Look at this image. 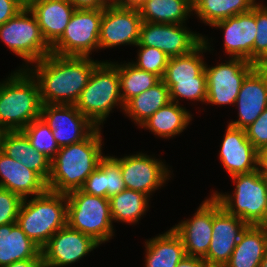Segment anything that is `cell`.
<instances>
[{"instance_id": "6da1fadb", "label": "cell", "mask_w": 267, "mask_h": 267, "mask_svg": "<svg viewBox=\"0 0 267 267\" xmlns=\"http://www.w3.org/2000/svg\"><path fill=\"white\" fill-rule=\"evenodd\" d=\"M89 56H61L50 53L27 70L36 79L42 104L75 105L99 64Z\"/></svg>"}, {"instance_id": "7a4b0ae2", "label": "cell", "mask_w": 267, "mask_h": 267, "mask_svg": "<svg viewBox=\"0 0 267 267\" xmlns=\"http://www.w3.org/2000/svg\"><path fill=\"white\" fill-rule=\"evenodd\" d=\"M103 157L101 129L97 127L81 142L59 148L51 160L47 190L67 194L81 189Z\"/></svg>"}, {"instance_id": "3957f363", "label": "cell", "mask_w": 267, "mask_h": 267, "mask_svg": "<svg viewBox=\"0 0 267 267\" xmlns=\"http://www.w3.org/2000/svg\"><path fill=\"white\" fill-rule=\"evenodd\" d=\"M25 68L11 73L6 81L0 82V132L23 130L40 117L39 86Z\"/></svg>"}, {"instance_id": "277c9868", "label": "cell", "mask_w": 267, "mask_h": 267, "mask_svg": "<svg viewBox=\"0 0 267 267\" xmlns=\"http://www.w3.org/2000/svg\"><path fill=\"white\" fill-rule=\"evenodd\" d=\"M25 198L19 208L17 224L41 249L67 225V195L46 190L31 200Z\"/></svg>"}, {"instance_id": "5b68a950", "label": "cell", "mask_w": 267, "mask_h": 267, "mask_svg": "<svg viewBox=\"0 0 267 267\" xmlns=\"http://www.w3.org/2000/svg\"><path fill=\"white\" fill-rule=\"evenodd\" d=\"M116 105L124 110L118 63L100 61L93 69L75 107L95 126L100 127Z\"/></svg>"}, {"instance_id": "8992f818", "label": "cell", "mask_w": 267, "mask_h": 267, "mask_svg": "<svg viewBox=\"0 0 267 267\" xmlns=\"http://www.w3.org/2000/svg\"><path fill=\"white\" fill-rule=\"evenodd\" d=\"M231 178L236 184L233 195L217 191L212 195L228 213L248 225H267V188L259 169Z\"/></svg>"}, {"instance_id": "52a82bcc", "label": "cell", "mask_w": 267, "mask_h": 267, "mask_svg": "<svg viewBox=\"0 0 267 267\" xmlns=\"http://www.w3.org/2000/svg\"><path fill=\"white\" fill-rule=\"evenodd\" d=\"M67 195V225L102 244L113 235L109 198L83 192L81 189Z\"/></svg>"}, {"instance_id": "ba28073f", "label": "cell", "mask_w": 267, "mask_h": 267, "mask_svg": "<svg viewBox=\"0 0 267 267\" xmlns=\"http://www.w3.org/2000/svg\"><path fill=\"white\" fill-rule=\"evenodd\" d=\"M0 39L27 64L36 63L51 53V47L44 40L39 24L28 7L0 26Z\"/></svg>"}, {"instance_id": "9c48e42d", "label": "cell", "mask_w": 267, "mask_h": 267, "mask_svg": "<svg viewBox=\"0 0 267 267\" xmlns=\"http://www.w3.org/2000/svg\"><path fill=\"white\" fill-rule=\"evenodd\" d=\"M103 9H75L62 36L51 46L61 56H88L100 49L99 35Z\"/></svg>"}, {"instance_id": "30bf717a", "label": "cell", "mask_w": 267, "mask_h": 267, "mask_svg": "<svg viewBox=\"0 0 267 267\" xmlns=\"http://www.w3.org/2000/svg\"><path fill=\"white\" fill-rule=\"evenodd\" d=\"M226 63L208 67L207 103L212 105H235V101L246 76L257 66L243 58H229Z\"/></svg>"}, {"instance_id": "8fae6325", "label": "cell", "mask_w": 267, "mask_h": 267, "mask_svg": "<svg viewBox=\"0 0 267 267\" xmlns=\"http://www.w3.org/2000/svg\"><path fill=\"white\" fill-rule=\"evenodd\" d=\"M249 225L233 214L228 213L214 197V217L212 238L207 255L203 258L208 267H224Z\"/></svg>"}, {"instance_id": "7c38bea8", "label": "cell", "mask_w": 267, "mask_h": 267, "mask_svg": "<svg viewBox=\"0 0 267 267\" xmlns=\"http://www.w3.org/2000/svg\"><path fill=\"white\" fill-rule=\"evenodd\" d=\"M40 117L52 130L59 148L81 142L97 128L75 105L42 104Z\"/></svg>"}, {"instance_id": "4fadbf2b", "label": "cell", "mask_w": 267, "mask_h": 267, "mask_svg": "<svg viewBox=\"0 0 267 267\" xmlns=\"http://www.w3.org/2000/svg\"><path fill=\"white\" fill-rule=\"evenodd\" d=\"M203 41V36L183 24L142 22L137 46L155 47L169 57L188 54Z\"/></svg>"}, {"instance_id": "5bb4252c", "label": "cell", "mask_w": 267, "mask_h": 267, "mask_svg": "<svg viewBox=\"0 0 267 267\" xmlns=\"http://www.w3.org/2000/svg\"><path fill=\"white\" fill-rule=\"evenodd\" d=\"M99 245L91 236L66 225L41 249L44 267H63L78 262Z\"/></svg>"}, {"instance_id": "9a60e30c", "label": "cell", "mask_w": 267, "mask_h": 267, "mask_svg": "<svg viewBox=\"0 0 267 267\" xmlns=\"http://www.w3.org/2000/svg\"><path fill=\"white\" fill-rule=\"evenodd\" d=\"M149 156L140 152L124 156L120 158V170L126 189L140 191L150 197L170 179L171 171L161 160Z\"/></svg>"}, {"instance_id": "2e32d148", "label": "cell", "mask_w": 267, "mask_h": 267, "mask_svg": "<svg viewBox=\"0 0 267 267\" xmlns=\"http://www.w3.org/2000/svg\"><path fill=\"white\" fill-rule=\"evenodd\" d=\"M142 23L138 9L119 8L109 4L103 8L100 22V49L120 45H137Z\"/></svg>"}, {"instance_id": "e0dca14e", "label": "cell", "mask_w": 267, "mask_h": 267, "mask_svg": "<svg viewBox=\"0 0 267 267\" xmlns=\"http://www.w3.org/2000/svg\"><path fill=\"white\" fill-rule=\"evenodd\" d=\"M235 104L239 118L228 125L245 130L267 108V66H256L246 76Z\"/></svg>"}, {"instance_id": "ac0fdd59", "label": "cell", "mask_w": 267, "mask_h": 267, "mask_svg": "<svg viewBox=\"0 0 267 267\" xmlns=\"http://www.w3.org/2000/svg\"><path fill=\"white\" fill-rule=\"evenodd\" d=\"M214 217V196L203 201L195 215L179 222L173 230L181 237L187 256L204 258L207 255Z\"/></svg>"}, {"instance_id": "d6986e66", "label": "cell", "mask_w": 267, "mask_h": 267, "mask_svg": "<svg viewBox=\"0 0 267 267\" xmlns=\"http://www.w3.org/2000/svg\"><path fill=\"white\" fill-rule=\"evenodd\" d=\"M219 157L230 176L258 169L259 152L248 140L245 130L240 128L227 125Z\"/></svg>"}, {"instance_id": "ffe728a7", "label": "cell", "mask_w": 267, "mask_h": 267, "mask_svg": "<svg viewBox=\"0 0 267 267\" xmlns=\"http://www.w3.org/2000/svg\"><path fill=\"white\" fill-rule=\"evenodd\" d=\"M224 31V50L231 58H243L253 63L256 35L255 6L248 12L220 20L212 25Z\"/></svg>"}, {"instance_id": "44dd1931", "label": "cell", "mask_w": 267, "mask_h": 267, "mask_svg": "<svg viewBox=\"0 0 267 267\" xmlns=\"http://www.w3.org/2000/svg\"><path fill=\"white\" fill-rule=\"evenodd\" d=\"M28 8L50 47L62 36L76 9L68 0H36Z\"/></svg>"}, {"instance_id": "7402d4cb", "label": "cell", "mask_w": 267, "mask_h": 267, "mask_svg": "<svg viewBox=\"0 0 267 267\" xmlns=\"http://www.w3.org/2000/svg\"><path fill=\"white\" fill-rule=\"evenodd\" d=\"M2 152L34 171L46 184L51 173V160L35 150L21 131H1Z\"/></svg>"}, {"instance_id": "603a6c76", "label": "cell", "mask_w": 267, "mask_h": 267, "mask_svg": "<svg viewBox=\"0 0 267 267\" xmlns=\"http://www.w3.org/2000/svg\"><path fill=\"white\" fill-rule=\"evenodd\" d=\"M0 187L18 194L22 199L40 195L47 190L46 183L32 170L0 152ZM28 195V196H27Z\"/></svg>"}, {"instance_id": "cb8c5ba5", "label": "cell", "mask_w": 267, "mask_h": 267, "mask_svg": "<svg viewBox=\"0 0 267 267\" xmlns=\"http://www.w3.org/2000/svg\"><path fill=\"white\" fill-rule=\"evenodd\" d=\"M267 249V225H249L224 267H259Z\"/></svg>"}, {"instance_id": "d4e9b609", "label": "cell", "mask_w": 267, "mask_h": 267, "mask_svg": "<svg viewBox=\"0 0 267 267\" xmlns=\"http://www.w3.org/2000/svg\"><path fill=\"white\" fill-rule=\"evenodd\" d=\"M41 248L29 239L17 222L0 226V267L37 257Z\"/></svg>"}, {"instance_id": "484cf974", "label": "cell", "mask_w": 267, "mask_h": 267, "mask_svg": "<svg viewBox=\"0 0 267 267\" xmlns=\"http://www.w3.org/2000/svg\"><path fill=\"white\" fill-rule=\"evenodd\" d=\"M145 243V267H176L186 256L182 239L173 228Z\"/></svg>"}, {"instance_id": "4316f807", "label": "cell", "mask_w": 267, "mask_h": 267, "mask_svg": "<svg viewBox=\"0 0 267 267\" xmlns=\"http://www.w3.org/2000/svg\"><path fill=\"white\" fill-rule=\"evenodd\" d=\"M138 11L142 22L185 24L193 12V0H144Z\"/></svg>"}, {"instance_id": "83f0119b", "label": "cell", "mask_w": 267, "mask_h": 267, "mask_svg": "<svg viewBox=\"0 0 267 267\" xmlns=\"http://www.w3.org/2000/svg\"><path fill=\"white\" fill-rule=\"evenodd\" d=\"M191 116L184 107L170 101L158 109L140 127L150 130L158 137L170 138L186 129L192 119Z\"/></svg>"}, {"instance_id": "f1b7e54d", "label": "cell", "mask_w": 267, "mask_h": 267, "mask_svg": "<svg viewBox=\"0 0 267 267\" xmlns=\"http://www.w3.org/2000/svg\"><path fill=\"white\" fill-rule=\"evenodd\" d=\"M171 101L169 88L160 80L153 87L130 99L124 105V112L141 126L158 109Z\"/></svg>"}, {"instance_id": "f546056e", "label": "cell", "mask_w": 267, "mask_h": 267, "mask_svg": "<svg viewBox=\"0 0 267 267\" xmlns=\"http://www.w3.org/2000/svg\"><path fill=\"white\" fill-rule=\"evenodd\" d=\"M208 39L203 41L191 52L185 55L170 57L162 81L195 80L205 70V62L201 53L210 51Z\"/></svg>"}, {"instance_id": "4dcf8cb0", "label": "cell", "mask_w": 267, "mask_h": 267, "mask_svg": "<svg viewBox=\"0 0 267 267\" xmlns=\"http://www.w3.org/2000/svg\"><path fill=\"white\" fill-rule=\"evenodd\" d=\"M257 3L254 0H193V11L203 21L214 23L250 11Z\"/></svg>"}, {"instance_id": "1f68e13d", "label": "cell", "mask_w": 267, "mask_h": 267, "mask_svg": "<svg viewBox=\"0 0 267 267\" xmlns=\"http://www.w3.org/2000/svg\"><path fill=\"white\" fill-rule=\"evenodd\" d=\"M149 196L140 191L125 189L109 198L112 221L135 224L149 209Z\"/></svg>"}, {"instance_id": "d6a6232c", "label": "cell", "mask_w": 267, "mask_h": 267, "mask_svg": "<svg viewBox=\"0 0 267 267\" xmlns=\"http://www.w3.org/2000/svg\"><path fill=\"white\" fill-rule=\"evenodd\" d=\"M121 98L124 105L133 97L153 87L161 79L150 72L138 69L131 62L118 64Z\"/></svg>"}, {"instance_id": "836d02e7", "label": "cell", "mask_w": 267, "mask_h": 267, "mask_svg": "<svg viewBox=\"0 0 267 267\" xmlns=\"http://www.w3.org/2000/svg\"><path fill=\"white\" fill-rule=\"evenodd\" d=\"M28 138L31 146L52 160L59 151L52 130L41 117L32 121L21 130Z\"/></svg>"}, {"instance_id": "e575fe53", "label": "cell", "mask_w": 267, "mask_h": 267, "mask_svg": "<svg viewBox=\"0 0 267 267\" xmlns=\"http://www.w3.org/2000/svg\"><path fill=\"white\" fill-rule=\"evenodd\" d=\"M163 82L169 88L171 101L177 104H179L181 98L206 103L207 77L205 70L199 76L195 77V80Z\"/></svg>"}, {"instance_id": "d590c367", "label": "cell", "mask_w": 267, "mask_h": 267, "mask_svg": "<svg viewBox=\"0 0 267 267\" xmlns=\"http://www.w3.org/2000/svg\"><path fill=\"white\" fill-rule=\"evenodd\" d=\"M98 167L104 172V198H110L126 189L120 170V158L104 156Z\"/></svg>"}, {"instance_id": "8d00e7d4", "label": "cell", "mask_w": 267, "mask_h": 267, "mask_svg": "<svg viewBox=\"0 0 267 267\" xmlns=\"http://www.w3.org/2000/svg\"><path fill=\"white\" fill-rule=\"evenodd\" d=\"M255 22L257 32L253 44V63L257 66H267V6L255 5Z\"/></svg>"}, {"instance_id": "74e56055", "label": "cell", "mask_w": 267, "mask_h": 267, "mask_svg": "<svg viewBox=\"0 0 267 267\" xmlns=\"http://www.w3.org/2000/svg\"><path fill=\"white\" fill-rule=\"evenodd\" d=\"M138 47L140 48L137 55L138 59L131 63L138 69L153 73L162 79L170 57L155 47Z\"/></svg>"}, {"instance_id": "f35d334b", "label": "cell", "mask_w": 267, "mask_h": 267, "mask_svg": "<svg viewBox=\"0 0 267 267\" xmlns=\"http://www.w3.org/2000/svg\"><path fill=\"white\" fill-rule=\"evenodd\" d=\"M22 200L18 194L0 187V226L17 222Z\"/></svg>"}, {"instance_id": "ab89813d", "label": "cell", "mask_w": 267, "mask_h": 267, "mask_svg": "<svg viewBox=\"0 0 267 267\" xmlns=\"http://www.w3.org/2000/svg\"><path fill=\"white\" fill-rule=\"evenodd\" d=\"M245 132L258 152L267 149V108L245 129Z\"/></svg>"}, {"instance_id": "60d3db41", "label": "cell", "mask_w": 267, "mask_h": 267, "mask_svg": "<svg viewBox=\"0 0 267 267\" xmlns=\"http://www.w3.org/2000/svg\"><path fill=\"white\" fill-rule=\"evenodd\" d=\"M81 190L87 194L104 198V172L97 167L88 176Z\"/></svg>"}, {"instance_id": "b9f144b4", "label": "cell", "mask_w": 267, "mask_h": 267, "mask_svg": "<svg viewBox=\"0 0 267 267\" xmlns=\"http://www.w3.org/2000/svg\"><path fill=\"white\" fill-rule=\"evenodd\" d=\"M22 9L23 7L16 0H0V26Z\"/></svg>"}, {"instance_id": "7bdbcfd3", "label": "cell", "mask_w": 267, "mask_h": 267, "mask_svg": "<svg viewBox=\"0 0 267 267\" xmlns=\"http://www.w3.org/2000/svg\"><path fill=\"white\" fill-rule=\"evenodd\" d=\"M76 9H103L110 0H68Z\"/></svg>"}, {"instance_id": "ee69618b", "label": "cell", "mask_w": 267, "mask_h": 267, "mask_svg": "<svg viewBox=\"0 0 267 267\" xmlns=\"http://www.w3.org/2000/svg\"><path fill=\"white\" fill-rule=\"evenodd\" d=\"M5 267H44L42 252L35 258L15 261Z\"/></svg>"}, {"instance_id": "f6af8a7d", "label": "cell", "mask_w": 267, "mask_h": 267, "mask_svg": "<svg viewBox=\"0 0 267 267\" xmlns=\"http://www.w3.org/2000/svg\"><path fill=\"white\" fill-rule=\"evenodd\" d=\"M176 267H208L203 258L185 256Z\"/></svg>"}, {"instance_id": "bcb514c9", "label": "cell", "mask_w": 267, "mask_h": 267, "mask_svg": "<svg viewBox=\"0 0 267 267\" xmlns=\"http://www.w3.org/2000/svg\"><path fill=\"white\" fill-rule=\"evenodd\" d=\"M144 0H110V4L119 8L138 9Z\"/></svg>"}, {"instance_id": "7dc6e473", "label": "cell", "mask_w": 267, "mask_h": 267, "mask_svg": "<svg viewBox=\"0 0 267 267\" xmlns=\"http://www.w3.org/2000/svg\"><path fill=\"white\" fill-rule=\"evenodd\" d=\"M258 169L260 173H267V149L259 152Z\"/></svg>"}, {"instance_id": "c3c4849f", "label": "cell", "mask_w": 267, "mask_h": 267, "mask_svg": "<svg viewBox=\"0 0 267 267\" xmlns=\"http://www.w3.org/2000/svg\"><path fill=\"white\" fill-rule=\"evenodd\" d=\"M23 8L29 7L36 0H16Z\"/></svg>"}, {"instance_id": "681fc988", "label": "cell", "mask_w": 267, "mask_h": 267, "mask_svg": "<svg viewBox=\"0 0 267 267\" xmlns=\"http://www.w3.org/2000/svg\"><path fill=\"white\" fill-rule=\"evenodd\" d=\"M259 267H267V249H266V252L264 254V258L262 259Z\"/></svg>"}, {"instance_id": "f907efd6", "label": "cell", "mask_w": 267, "mask_h": 267, "mask_svg": "<svg viewBox=\"0 0 267 267\" xmlns=\"http://www.w3.org/2000/svg\"><path fill=\"white\" fill-rule=\"evenodd\" d=\"M260 174H261V176H262V178H263V180L265 182V186L267 188V173H260Z\"/></svg>"}]
</instances>
